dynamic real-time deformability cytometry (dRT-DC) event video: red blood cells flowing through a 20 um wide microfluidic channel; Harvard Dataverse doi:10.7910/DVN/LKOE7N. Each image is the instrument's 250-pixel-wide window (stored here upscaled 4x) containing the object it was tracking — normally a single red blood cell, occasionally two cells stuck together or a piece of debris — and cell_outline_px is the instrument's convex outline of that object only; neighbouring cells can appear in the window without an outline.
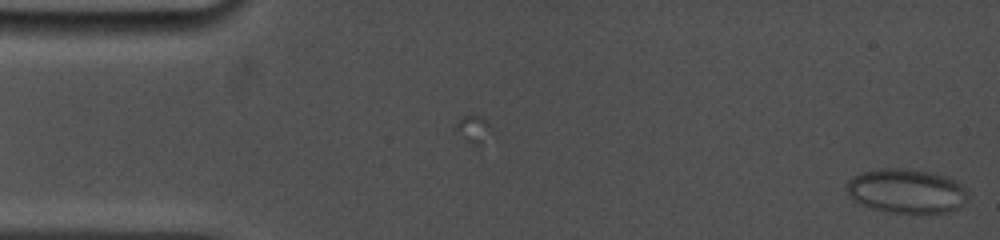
{"species": "common noctule bat (a hibernating species)", "species_latin": "Nyctalus noctula", "temperature_condition": "cold", "stored_images_in_passage": 2, "camera_frame_rate_fps": 5000, "um_per_image_px": 0.085, "animal": {"sex": "female", "body_mass_g": 19.0, "forearm_length_mm": 53.3}, "frame": {"image": 1, "passage_image": 2, "time_ms": 1.2, "image_size_px": [1000, 240], "cell_outline_px": [[968, 200], [964, 204], [948, 212], [884, 212], [860, 204], [848, 196], [844, 188], [844, 184], [852, 176], [864, 172], [880, 168], [904, 168], [932, 172], [948, 176], [964, 184], [968, 192]], "centroid_in_image_um": [77.04, 16.22], "position_along_channel_um": 8.0, "area_um2": 31.85}}